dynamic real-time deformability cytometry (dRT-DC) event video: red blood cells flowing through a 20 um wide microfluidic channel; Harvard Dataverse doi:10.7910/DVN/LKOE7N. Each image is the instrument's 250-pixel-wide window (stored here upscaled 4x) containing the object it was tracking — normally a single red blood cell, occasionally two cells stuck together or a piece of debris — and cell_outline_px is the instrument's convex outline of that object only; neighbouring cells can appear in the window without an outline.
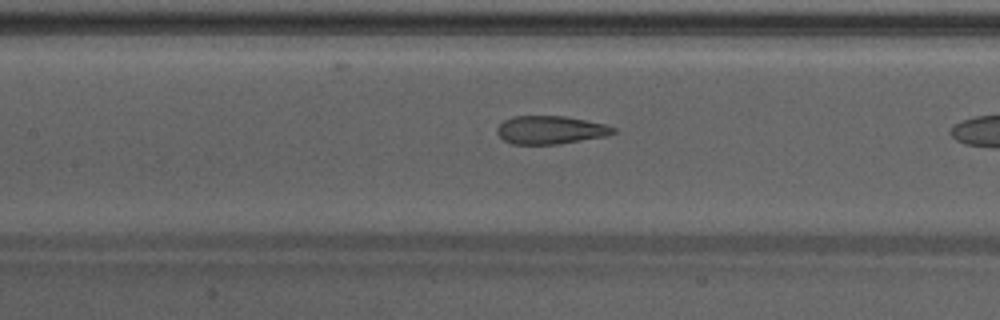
{"species": "Egyptian fruit bat (a non-hibernating species)", "species_latin": "Rousettus aegyptiacus", "temperature_condition": "warm", "stored_images_in_passage": 15, "camera_frame_rate_fps": 3000, "um_per_image_px": 0.085, "animal": {"sex": "male"}, "frame": {"image": 1, "passage_image": 13, "time_ms": 4.0, "image_size_px": [1000, 320], "cell_outline_px": [[616, 132], [608, 136], [560, 144], [512, 144], [504, 140], [496, 132], [496, 128], [504, 120], [512, 116], [564, 116], [604, 124], [616, 128]], "centroid_in_image_um": [46.79, 11.05], "position_along_channel_um": 160.6, "area_um2": 19.13}}